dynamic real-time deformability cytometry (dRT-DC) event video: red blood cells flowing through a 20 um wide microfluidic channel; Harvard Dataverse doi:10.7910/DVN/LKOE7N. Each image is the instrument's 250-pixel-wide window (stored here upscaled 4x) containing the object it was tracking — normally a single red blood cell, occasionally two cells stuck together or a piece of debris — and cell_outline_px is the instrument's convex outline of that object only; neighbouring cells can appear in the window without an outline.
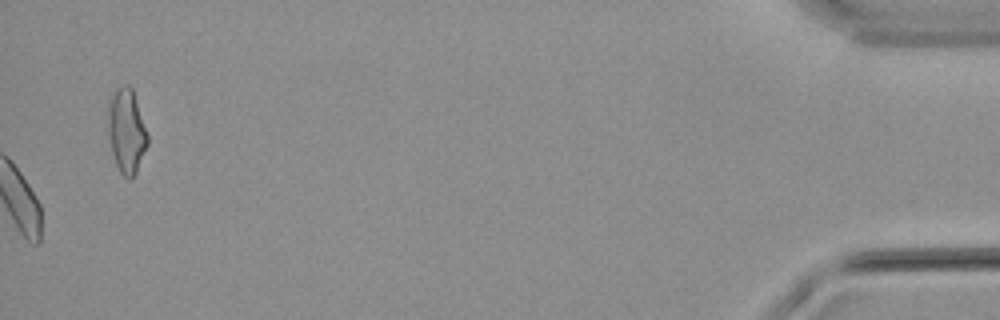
{"species": "common noctule bat (a hibernating species)", "species_latin": "Nyctalus noctula", "temperature_condition": "warm", "stored_images_in_passage": 52, "camera_frame_rate_fps": 3000, "um_per_image_px": 0.085, "animal": {"sex": "male", "body_mass_g": 21.5, "forearm_length_mm": 52.0}, "frame": {"image": 1, "passage_image": 52, "time_ms": 17.0, "image_size_px": [1000, 320], "cell_outline_px": [[148, 144], [136, 172], [128, 180], [120, 172], [116, 164], [112, 152], [108, 136], [104, 112], [108, 100], [116, 88], [124, 84], [128, 84], [132, 88], [148, 136]], "centroid_in_image_um": [10.69, 11.07], "position_along_channel_um": 424.5, "area_um2": 19.88}}